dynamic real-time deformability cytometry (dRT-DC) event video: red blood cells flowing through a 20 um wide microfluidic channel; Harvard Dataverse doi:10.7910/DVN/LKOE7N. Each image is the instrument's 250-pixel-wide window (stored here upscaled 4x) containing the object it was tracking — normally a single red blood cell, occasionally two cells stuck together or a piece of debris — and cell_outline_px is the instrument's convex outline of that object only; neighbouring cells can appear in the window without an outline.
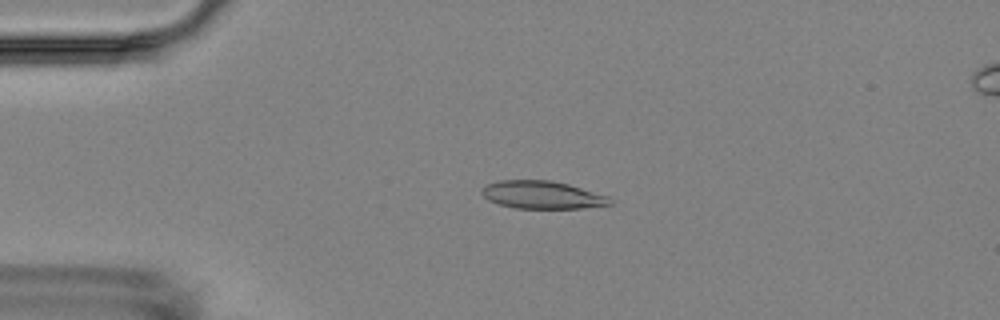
{"species": "Egyptian fruit bat (a non-hibernating species)", "species_latin": "Rousettus aegyptiacus", "temperature_condition": "room temperature", "stored_images_in_passage": 5, "camera_frame_rate_fps": 3000, "um_per_image_px": 0.085, "animal": {"sex": "female"}, "frame": {"image": 1, "passage_image": 4, "time_ms": 3.333, "image_size_px": [1000, 320], "cell_outline_px": [[612, 204], [580, 208], [516, 208], [500, 204], [488, 200], [480, 192], [480, 188], [488, 184], [500, 180], [552, 180], [568, 184], [608, 196], [612, 200]], "centroid_in_image_um": [46.06, 16.56], "position_along_channel_um": 38.9, "area_um2": 20.63}}